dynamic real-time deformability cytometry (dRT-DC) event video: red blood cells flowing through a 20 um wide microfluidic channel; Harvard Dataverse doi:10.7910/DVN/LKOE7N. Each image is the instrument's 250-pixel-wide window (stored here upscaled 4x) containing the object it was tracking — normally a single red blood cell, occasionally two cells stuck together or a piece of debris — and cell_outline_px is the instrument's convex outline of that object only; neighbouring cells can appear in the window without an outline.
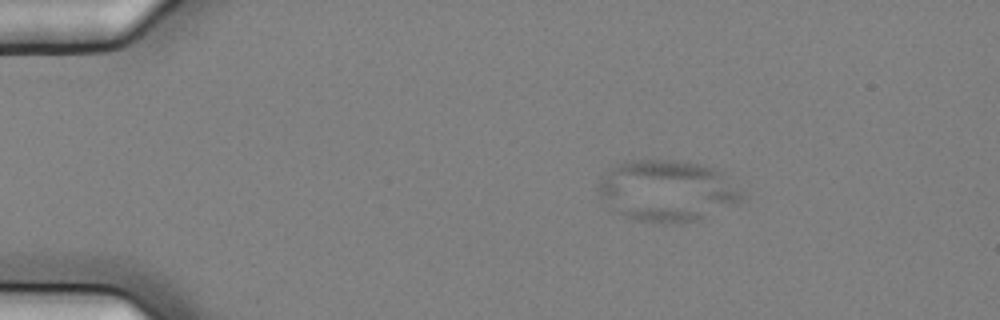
{"species": "common noctule bat (a hibernating species)", "species_latin": "Nyctalus noctula", "temperature_condition": "cold", "stored_images_in_passage": 53, "camera_frame_rate_fps": 3000, "um_per_image_px": 0.085, "animal": {"sex": "female", "body_mass_g": 25.1}, "frame": {"image": 1, "passage_image": 6, "time_ms": 1.667, "image_size_px": [1000, 320], "cell_outline_px": [[748, 200], [700, 220], [680, 224], [660, 224], [628, 220], [616, 212], [600, 196], [600, 176], [608, 168], [624, 160], [676, 160], [716, 168], [744, 192]], "centroid_in_image_um": [56.74, 16.25], "position_along_channel_um": 28.3, "area_um2": 52.42}}
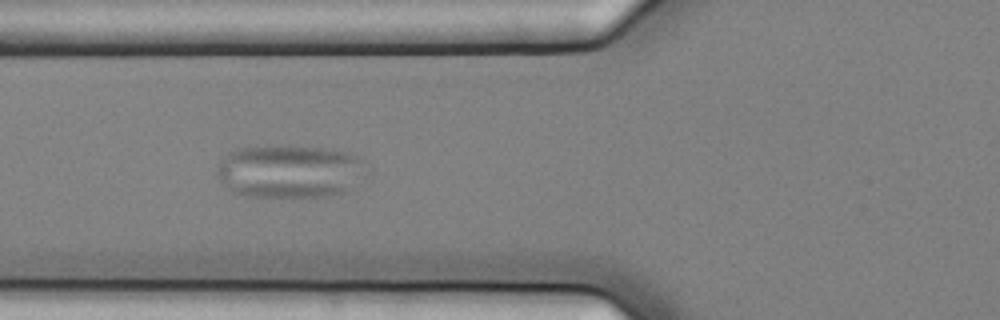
{"frame": {"image": 2, "passage_image": 18, "time_ms": 5.667, "image_size_px": [1000, 320], "cell_outline_px": [[364, 156], [352, 188], [344, 192], [328, 196], [248, 196], [232, 192], [220, 180], [216, 172], [216, 168], [220, 160], [224, 156], [236, 148], [276, 144], [288, 144], [324, 148]], "centroid_in_image_um": [24.51, 14.52], "position_along_channel_um": 101.3, "area_um2": 46.18}}
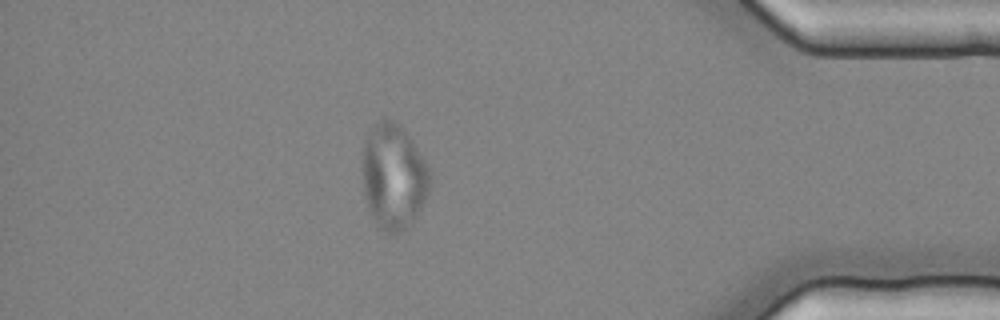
{"frame": {"image": 3, "passage_image": 46, "time_ms": 15.0, "image_size_px": [1000, 320], "cell_outline_px": [[432, 176], [428, 192], [416, 216], [400, 232], [384, 232], [376, 224], [368, 208], [364, 192], [364, 140], [368, 132], [380, 120], [392, 120], [412, 140], [424, 160]], "centroid_in_image_um": [33.46, 15.02], "position_along_channel_um": 401.7, "area_um2": 40.4}}